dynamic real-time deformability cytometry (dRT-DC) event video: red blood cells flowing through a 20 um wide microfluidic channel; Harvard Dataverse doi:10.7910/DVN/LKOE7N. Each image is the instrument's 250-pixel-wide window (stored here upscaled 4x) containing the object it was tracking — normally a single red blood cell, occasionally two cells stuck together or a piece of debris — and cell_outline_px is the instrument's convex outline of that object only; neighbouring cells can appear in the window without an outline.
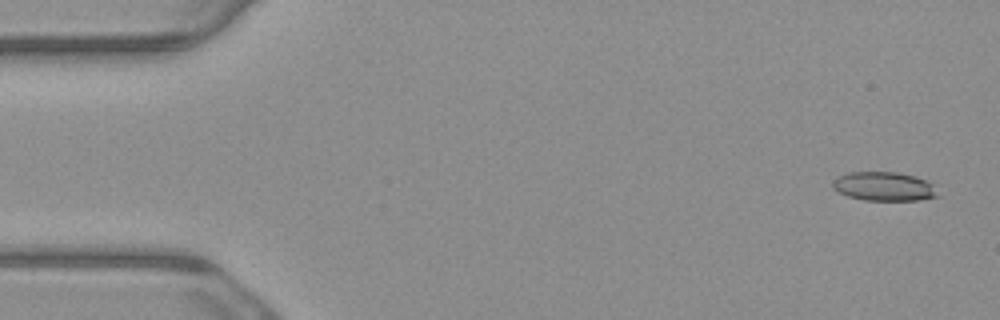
{"species": "common noctule bat (a hibernating species)", "species_latin": "Nyctalus noctula", "temperature_condition": "warm", "stored_images_in_passage": 4, "camera_frame_rate_fps": 3000, "um_per_image_px": 0.085, "animal": {"sex": "male", "body_mass_g": 23.1, "forearm_length_mm": 52.7}, "frame": {"image": 1, "passage_image": 1, "time_ms": 0.0, "image_size_px": [1000, 320], "cell_outline_px": [[940, 196], [920, 200], [864, 200], [848, 196], [832, 188], [832, 180], [836, 176], [848, 172], [896, 172], [916, 176], [932, 184]], "centroid_in_image_um": [75.11, 15.84], "position_along_channel_um": 9.9, "area_um2": 17.8}}
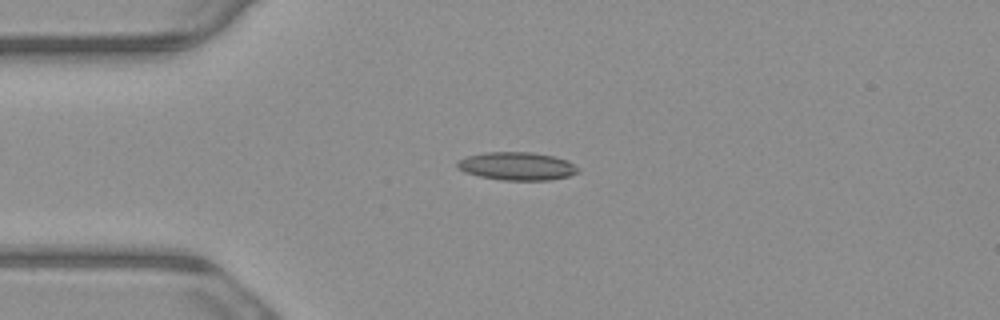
{"frame": {"image": 2, "passage_image": 4, "time_ms": 1.0, "image_size_px": [1000, 320], "cell_outline_px": [[580, 172], [568, 176], [548, 180], [504, 180], [480, 176], [464, 172], [456, 168], [456, 160], [468, 156], [484, 152], [532, 152], [552, 156], [568, 160], [580, 168]], "centroid_in_image_um": [43.94, 14.12], "position_along_channel_um": 41.1, "area_um2": 19.88}}